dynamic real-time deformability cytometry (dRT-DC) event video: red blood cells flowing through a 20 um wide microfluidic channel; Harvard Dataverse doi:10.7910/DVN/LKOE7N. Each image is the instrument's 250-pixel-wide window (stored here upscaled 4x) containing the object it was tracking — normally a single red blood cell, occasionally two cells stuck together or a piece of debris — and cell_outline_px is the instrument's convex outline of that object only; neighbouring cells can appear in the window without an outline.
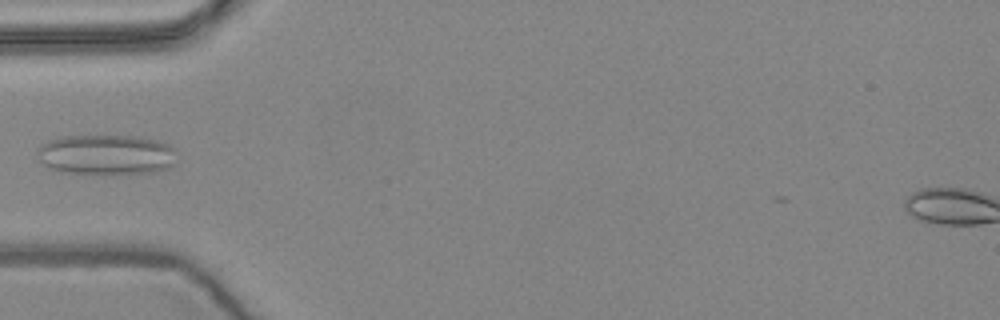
{"species": "common noctule bat (a hibernating species)", "species_latin": "Nyctalus noctula", "temperature_condition": "warm", "stored_images_in_passage": 5, "camera_frame_rate_fps": 3000, "um_per_image_px": 0.085, "animal": {"sex": "female", "body_mass_g": 24.6, "forearm_length_mm": 56.2}, "frame": {"image": 1, "passage_image": 5, "time_ms": 1.333, "image_size_px": [1000, 320], "cell_outline_px": [[176, 164], [172, 168], [156, 172], [56, 172], [44, 164], [40, 160], [36, 152], [48, 140], [60, 136], [140, 136], [156, 140], [168, 144], [176, 152]], "centroid_in_image_um": [9.07, 13.13], "position_along_channel_um": 75.9, "area_um2": 32.43}}